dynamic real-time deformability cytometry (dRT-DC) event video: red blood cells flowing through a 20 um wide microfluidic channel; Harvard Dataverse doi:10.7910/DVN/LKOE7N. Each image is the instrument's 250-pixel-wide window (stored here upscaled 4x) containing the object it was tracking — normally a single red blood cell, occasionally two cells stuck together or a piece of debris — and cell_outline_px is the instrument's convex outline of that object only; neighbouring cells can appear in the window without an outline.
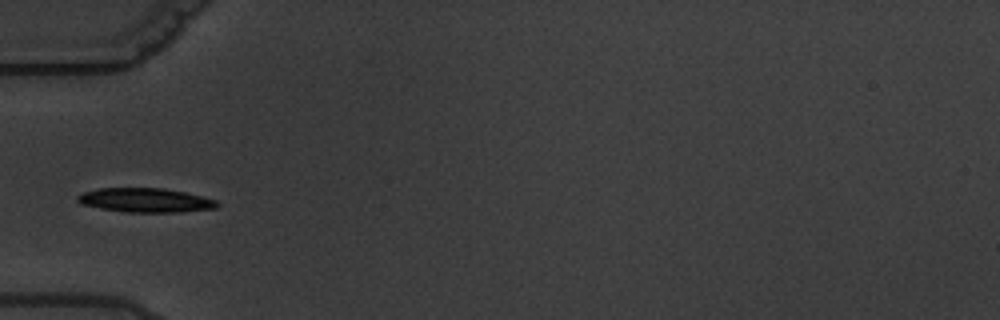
{"species": "common noctule bat (a hibernating species)", "species_latin": "Nyctalus noctula", "temperature_condition": "warm", "stored_images_in_passage": 16, "camera_frame_rate_fps": 3000, "um_per_image_px": 0.085, "animal": {"sex": "male", "body_mass_g": 19.5, "forearm_length_mm": 54.6}, "frame": {"image": 1, "passage_image": 5, "time_ms": 4.333, "image_size_px": [1000, 320], "cell_outline_px": [[220, 204], [216, 208], [180, 212], [124, 212], [100, 208], [80, 204], [76, 200], [76, 196], [84, 192], [100, 188], [164, 188], [184, 192], [216, 200]], "centroid_in_image_um": [12.34, 17.02], "position_along_channel_um": 72.7, "area_um2": 19.65}}
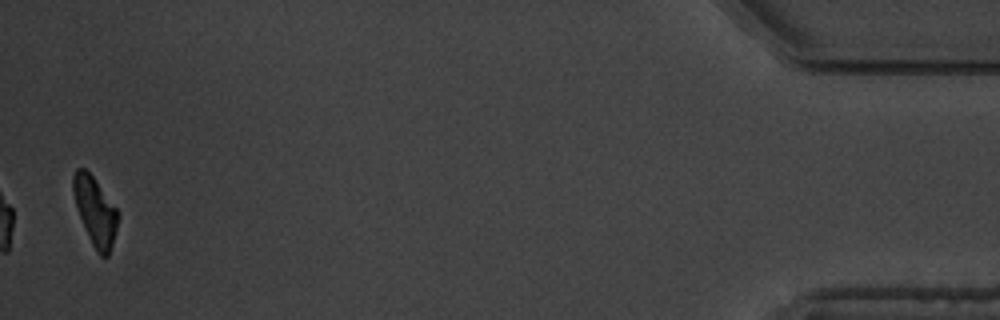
{"frame": {"image": 2, "passage_image": 16, "time_ms": 17.333, "image_size_px": [1000, 320], "cell_outline_px": [[120, 216], [112, 244], [108, 256], [100, 256], [96, 252], [88, 236], [76, 208], [72, 188], [72, 176], [76, 168], [84, 168], [92, 176], [116, 208]], "centroid_in_image_um": [8.07, 17.96], "position_along_channel_um": 427.1, "area_um2": 17.69}, "authors_computed_cell_mechanics": {"area_um2": 19.7676, "velocity_mm_per_s": 3.3702, "shape_relaxation_time_tau1_ms": 2.2049, "shape_relaxation_time_tau2_ms": 3.3589, "deformation_change_tau1": 0.1203, "deformation_change_tau2": 0.061}}